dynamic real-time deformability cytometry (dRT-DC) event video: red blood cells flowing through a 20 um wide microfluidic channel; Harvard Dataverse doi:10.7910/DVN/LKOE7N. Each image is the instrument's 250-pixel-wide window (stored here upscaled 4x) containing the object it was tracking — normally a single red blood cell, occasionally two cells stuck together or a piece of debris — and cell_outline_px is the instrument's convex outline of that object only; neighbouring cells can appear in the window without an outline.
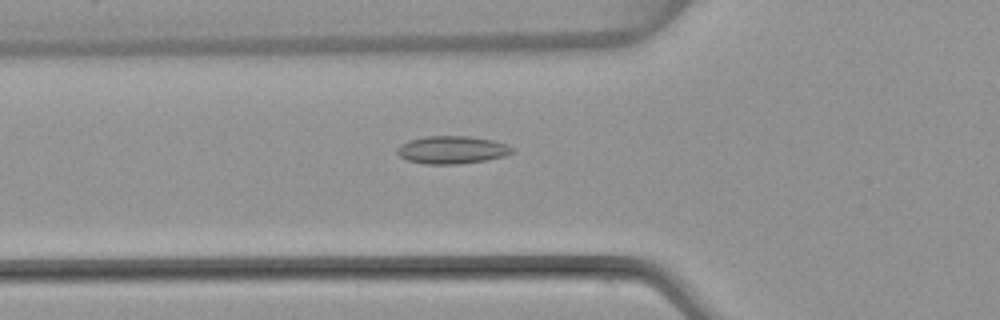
{"species": "common noctule bat (a hibernating species)", "species_latin": "Nyctalus noctula", "temperature_condition": "warm", "stored_images_in_passage": 51, "camera_frame_rate_fps": 3000, "um_per_image_px": 0.085, "animal": {"sex": "female", "body_mass_g": 22.7, "forearm_length_mm": 54.2}, "frame": {"image": 1, "passage_image": 18, "time_ms": 5.667, "image_size_px": [1000, 320], "cell_outline_px": [[516, 152], [504, 156], [488, 160], [456, 164], [424, 164], [408, 160], [400, 156], [396, 152], [396, 148], [400, 144], [408, 140], [424, 136], [468, 136], [492, 140], [516, 148]], "centroid_in_image_um": [38.42, 12.73], "position_along_channel_um": 87.4, "area_um2": 18.79}}
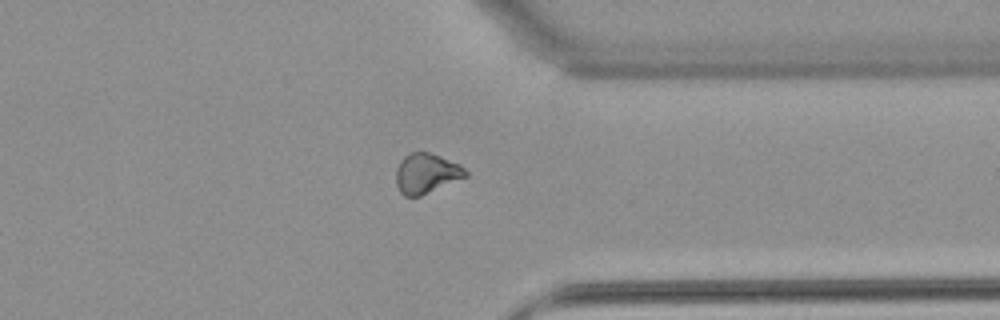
{"frame": {"image": 2, "passage_image": 40, "time_ms": 13.0, "image_size_px": [1000, 320], "cell_outline_px": [[468, 176], [420, 196], [404, 196], [400, 192], [396, 184], [396, 168], [400, 160], [408, 152], [432, 152], [460, 164], [468, 172]], "centroid_in_image_um": [36.24, 14.72], "position_along_channel_um": 375.2, "area_um2": 16.42}}
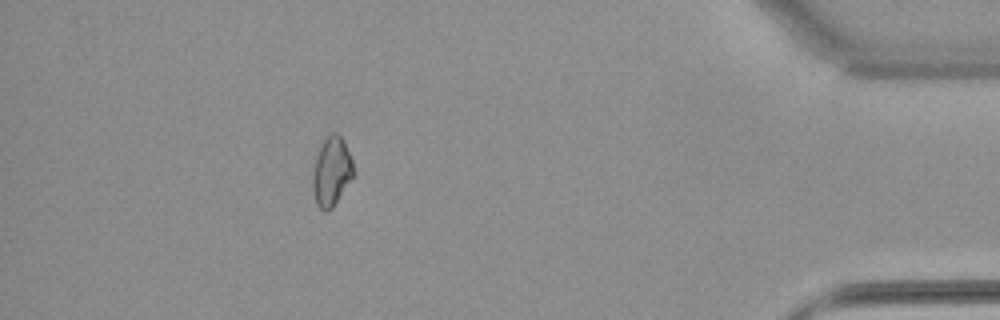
{"frame": {"image": 3, "passage_image": 46, "time_ms": 15.0, "image_size_px": [1000, 320], "cell_outline_px": [[356, 172], [332, 208], [328, 212], [324, 212], [316, 204], [312, 188], [312, 176], [316, 156], [320, 144], [328, 132], [336, 132], [344, 140], [352, 160]], "centroid_in_image_um": [28.18, 14.55], "position_along_channel_um": 407.0, "area_um2": 16.76}, "authors_computed_cell_mechanics": {"area_um2": 17.051, "velocity_mm_per_s": 3.978, "shape_relaxation_time_tau1_ms": null, "shape_relaxation_time_tau2_ms": 4.1673, "deformation_change_tau1": null, "deformation_change_tau2": 0.0936}}